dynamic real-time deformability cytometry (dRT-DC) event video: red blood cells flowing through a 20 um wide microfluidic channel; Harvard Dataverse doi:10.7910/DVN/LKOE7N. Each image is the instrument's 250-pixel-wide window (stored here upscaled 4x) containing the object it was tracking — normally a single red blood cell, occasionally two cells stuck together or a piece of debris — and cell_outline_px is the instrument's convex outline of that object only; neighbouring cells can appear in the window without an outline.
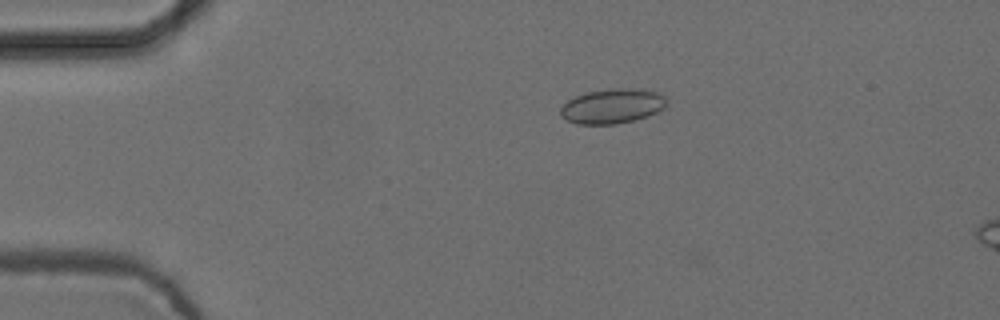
{"species": "common noctule bat (a hibernating species)", "species_latin": "Nyctalus noctula", "temperature_condition": "cold", "stored_images_in_passage": 50, "camera_frame_rate_fps": 3000, "um_per_image_px": 0.085, "animal": {"sex": "female", "body_mass_g": 24.6, "forearm_length_mm": 56.2}, "frame": {"image": 1, "passage_image": 7, "time_ms": 2.0, "image_size_px": [1000, 320], "cell_outline_px": [[668, 104], [664, 108], [648, 116], [616, 124], [576, 124], [560, 116], [560, 108], [568, 100], [576, 96], [588, 92], [612, 88], [632, 88], [660, 92], [668, 96]], "centroid_in_image_um": [52.1, 9.01], "position_along_channel_um": 32.9, "area_um2": 21.68}}
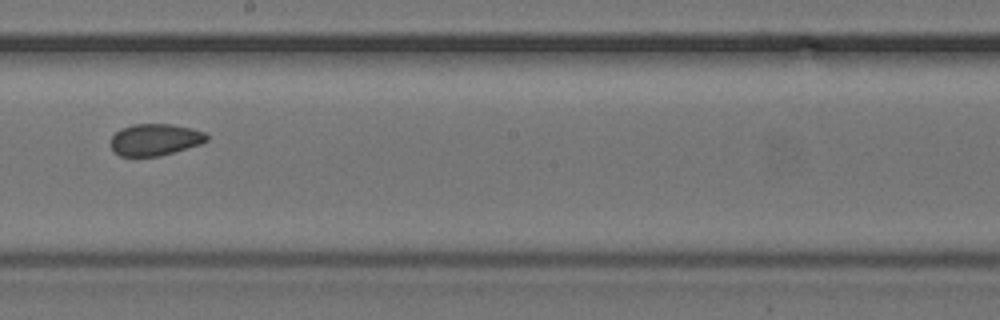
{"frame": {"image": 2, "passage_image": 27, "time_ms": 8.667, "image_size_px": [1000, 320], "cell_outline_px": [[208, 140], [200, 144], [160, 156], [120, 156], [112, 152], [108, 144], [112, 136], [120, 128], [132, 124], [172, 124], [192, 128], [204, 132], [208, 136]], "centroid_in_image_um": [13.12, 11.87], "position_along_channel_um": 235.1, "area_um2": 18.03}}
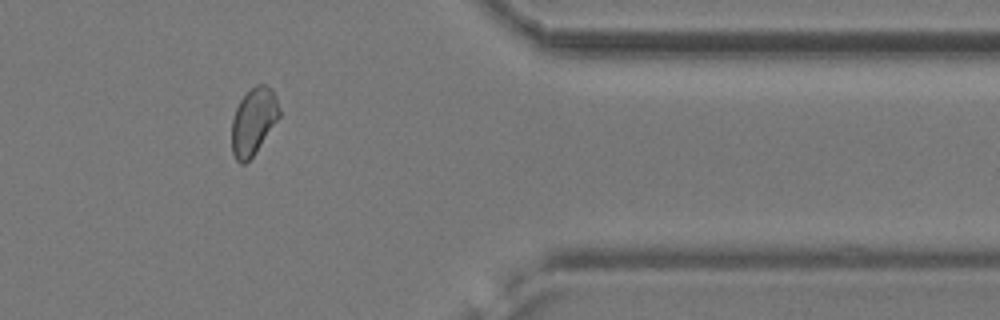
{"frame": {"image": 3, "passage_image": 41, "time_ms": 13.333, "image_size_px": [1000, 320], "cell_outline_px": [[280, 116], [256, 152], [244, 164], [240, 164], [236, 160], [232, 152], [232, 120], [236, 108], [240, 100], [256, 84], [264, 84], [272, 88], [276, 96], [280, 108]], "centroid_in_image_um": [21.56, 10.31], "position_along_channel_um": 389.8, "area_um2": 18.5}, "authors_computed_cell_mechanics": {"area_um2": 18.5827, "velocity_mm_per_s": 3.7455, "shape_relaxation_time_tau1_ms": null, "shape_relaxation_time_tau2_ms": 2.331, "deformation_change_tau1": null, "deformation_change_tau2": 0.0562}}